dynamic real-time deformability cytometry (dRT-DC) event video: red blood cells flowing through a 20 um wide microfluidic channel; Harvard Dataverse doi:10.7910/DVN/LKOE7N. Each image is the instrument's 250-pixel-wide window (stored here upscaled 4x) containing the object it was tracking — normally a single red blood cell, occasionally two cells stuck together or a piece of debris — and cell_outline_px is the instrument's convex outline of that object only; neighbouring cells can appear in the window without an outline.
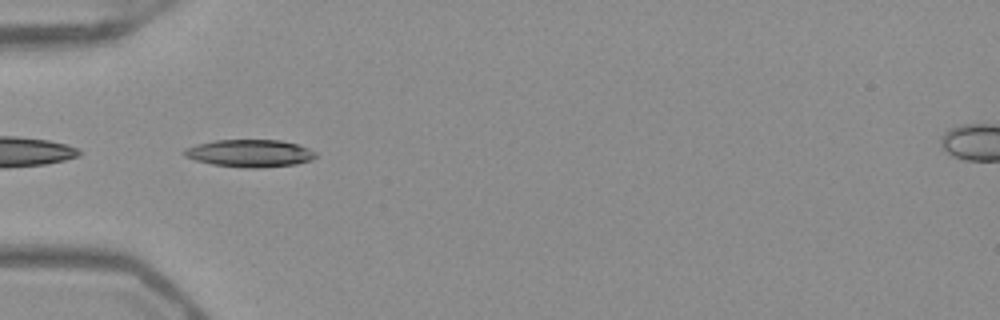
{"species": "Egyptian fruit bat (a non-hibernating species)", "species_latin": "Rousettus aegyptiacus", "temperature_condition": "warm", "stored_images_in_passage": 36, "camera_frame_rate_fps": 3000, "um_per_image_px": 0.085, "frame": {"image": 1, "passage_image": 1, "time_ms": 0.0, "image_size_px": [1000, 320], "cell_outline_px": [[316, 156], [312, 160], [296, 164], [256, 168], [244, 168], [212, 164], [196, 160], [184, 156], [180, 152], [184, 148], [196, 144], [216, 140], [280, 140], [296, 144], [308, 148], [316, 152]], "centroid_in_image_um": [21.2, 13.03], "position_along_channel_um": 63.8, "area_um2": 21.1}}
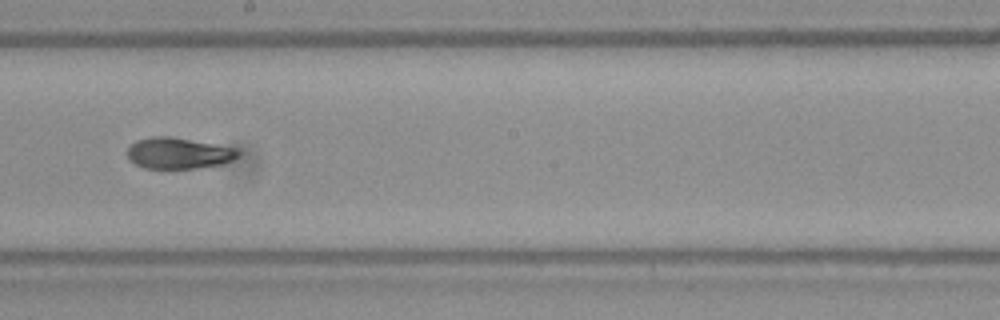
{"frame": {"image": 2, "passage_image": 14, "time_ms": 4.333, "image_size_px": [1000, 320], "cell_outline_px": [[240, 156], [224, 164], [196, 168], [144, 168], [128, 160], [128, 148], [136, 140], [152, 136], [172, 136], [236, 148], [240, 152]], "centroid_in_image_um": [15.19, 13.02], "position_along_channel_um": 233.0, "area_um2": 20.23}}
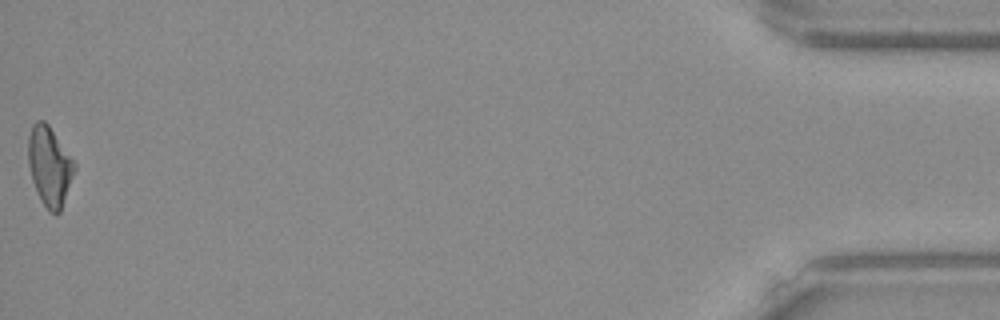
{"frame": {"image": 3, "passage_image": 36, "time_ms": 11.667, "image_size_px": [1000, 320], "cell_outline_px": [[76, 168], [60, 212], [56, 216], [48, 212], [40, 200], [32, 180], [28, 164], [28, 136], [32, 124], [36, 120], [44, 120], [48, 124], [76, 164]], "centroid_in_image_um": [4.2, 14.15], "position_along_channel_um": 431.0, "area_um2": 21.5}, "authors_computed_cell_mechanics": {"area_um2": 20.6057, "velocity_mm_per_s": 3.953, "shape_relaxation_time_tau1_ms": 3.3167, "shape_relaxation_time_tau2_ms": 4.1036, "deformation_change_tau1": 0.1686, "deformation_change_tau2": 0.1029}}